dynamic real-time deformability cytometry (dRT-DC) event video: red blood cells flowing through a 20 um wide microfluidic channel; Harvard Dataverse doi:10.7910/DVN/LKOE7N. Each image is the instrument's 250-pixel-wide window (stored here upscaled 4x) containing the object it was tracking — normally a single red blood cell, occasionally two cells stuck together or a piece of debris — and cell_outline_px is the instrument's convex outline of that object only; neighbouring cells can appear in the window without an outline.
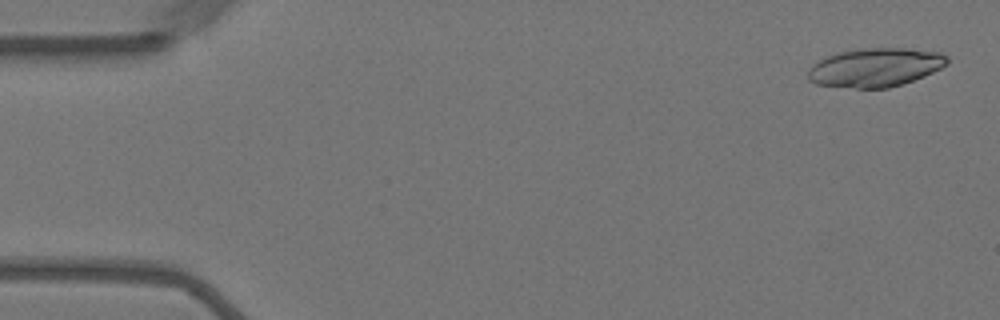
{"species": "Egyptian fruit bat (a non-hibernating species)", "species_latin": "Rousettus aegyptiacus", "temperature_condition": "warm", "stored_images_in_passage": 15, "camera_frame_rate_fps": 3000, "um_per_image_px": 0.085, "animal": {"sex": "female"}, "frame": {"image": 1, "passage_image": 1, "time_ms": 0.0, "image_size_px": [1000, 320], "cell_outline_px": [[948, 64], [924, 76], [904, 84], [888, 88], [856, 88], [816, 84], [808, 80], [808, 72], [820, 60], [828, 56], [840, 52], [864, 48], [904, 48], [940, 52], [948, 56]], "centroid_in_image_um": [74.45, 5.74], "position_along_channel_um": 10.5, "area_um2": 31.15}}